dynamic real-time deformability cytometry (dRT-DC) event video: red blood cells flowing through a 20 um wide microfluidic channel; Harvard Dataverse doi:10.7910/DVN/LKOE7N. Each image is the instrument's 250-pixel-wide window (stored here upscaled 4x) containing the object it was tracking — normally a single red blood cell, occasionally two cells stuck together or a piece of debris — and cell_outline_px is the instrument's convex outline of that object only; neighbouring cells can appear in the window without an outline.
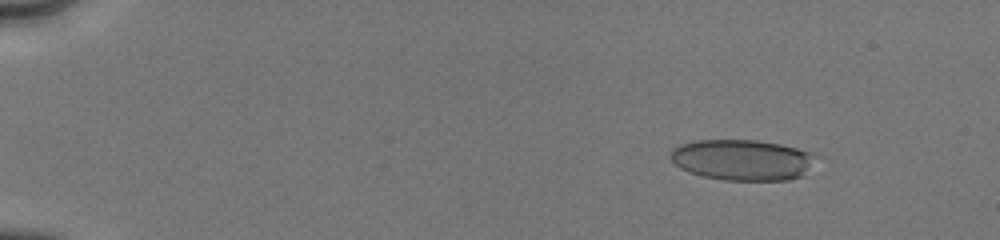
{"species": "human", "species_latin": "Homo sapiens", "temperature_condition": "cold", "stored_images_in_passage": 39, "camera_frame_rate_fps": 3000, "um_per_image_px": 0.085, "donor": {"sex": "male"}, "frame": {"image": 1, "passage_image": 9, "time_ms": 2.0, "image_size_px": [1000, 240], "cell_outline_px": [[820, 156], [800, 176], [788, 180], [724, 180], [700, 176], [688, 172], [680, 168], [668, 156], [672, 148], [680, 144], [696, 140], [756, 140], [780, 144], [796, 148]], "centroid_in_image_um": [63.05, 13.59], "position_along_channel_um": 21.9, "area_um2": 34.68}}
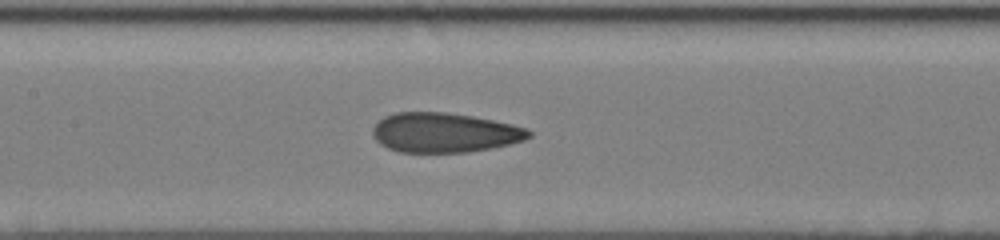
{"frame": {"image": 2, "passage_image": 22, "time_ms": 8.667, "image_size_px": [1000, 240], "cell_outline_px": [[532, 136], [524, 140], [492, 148], [468, 152], [400, 152], [388, 148], [380, 144], [376, 140], [372, 132], [372, 128], [384, 116], [396, 112], [444, 112], [472, 116], [512, 124], [528, 128], [532, 132]], "centroid_in_image_um": [37.79, 11.27], "position_along_channel_um": 169.6, "area_um2": 36.07}}
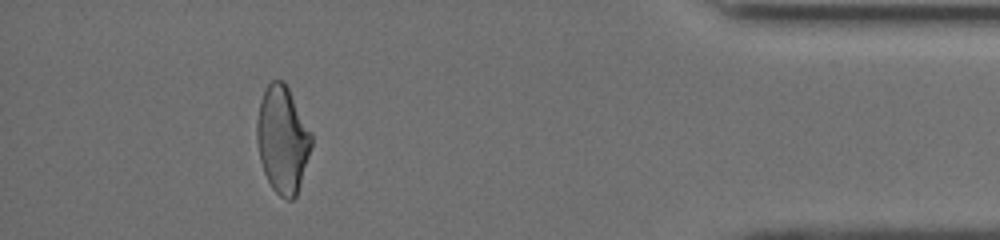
{"frame": {"image": 3, "passage_image": 33, "time_ms": 15.667, "image_size_px": [1000, 240], "cell_outline_px": [[312, 144], [300, 184], [296, 196], [292, 200], [284, 200], [272, 188], [264, 172], [260, 160], [256, 140], [256, 120], [260, 100], [268, 84], [272, 80], [284, 80], [312, 132]], "centroid_in_image_um": [24.0, 11.85], "position_along_channel_um": 411.2, "area_um2": 34.1}, "authors_computed_cell_mechanics": {"area_um2": 35.4314, "velocity_mm_per_s": 4.0503, "shape_relaxation_time_tau1_ms": 8.2217, "shape_relaxation_time_tau2_ms": 1.5406, "deformation_change_tau1": 0.188, "deformation_change_tau2": 0.0834}}